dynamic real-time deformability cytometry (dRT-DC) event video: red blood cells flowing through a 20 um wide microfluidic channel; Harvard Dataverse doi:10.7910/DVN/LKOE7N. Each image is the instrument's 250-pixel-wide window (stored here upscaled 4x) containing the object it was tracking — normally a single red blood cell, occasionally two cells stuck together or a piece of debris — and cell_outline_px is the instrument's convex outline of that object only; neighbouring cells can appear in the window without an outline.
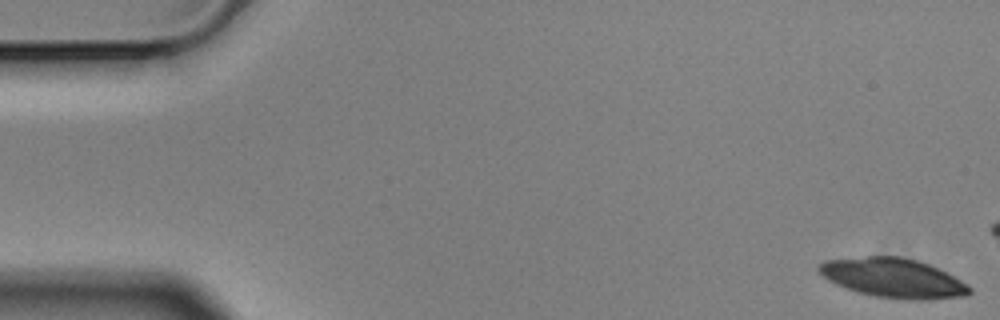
{"species": "Egyptian fruit bat (a non-hibernating species)", "species_latin": "Rousettus aegyptiacus", "temperature_condition": "cold", "stored_images_in_passage": 5, "camera_frame_rate_fps": 3000, "um_per_image_px": 0.085, "animal": {"sex": "male"}, "frame": {"image": 1, "passage_image": 1, "time_ms": 0.0, "image_size_px": [1000, 320], "cell_outline_px": [[972, 292], [968, 296], [928, 300], [908, 300], [876, 296], [860, 292], [836, 284], [828, 280], [816, 268], [824, 260], [868, 256], [900, 256], [916, 260], [928, 264], [968, 284], [972, 288]], "centroid_in_image_um": [75.95, 23.63], "position_along_channel_um": 9.0, "area_um2": 34.39}}
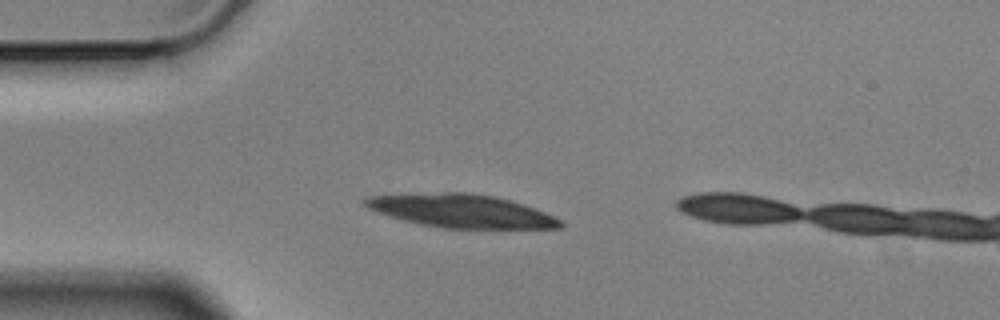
{"frame": {"image": 2, "passage_image": 4, "time_ms": 1.0, "image_size_px": [1000, 320], "cell_outline_px": [[564, 224], [560, 228], [444, 228], [416, 224], [388, 216], [376, 212], [360, 204], [360, 200], [368, 196], [444, 192], [464, 192], [496, 196], [544, 212], [560, 220]], "centroid_in_image_um": [39.1, 17.93], "position_along_channel_um": 45.9, "area_um2": 37.74}}